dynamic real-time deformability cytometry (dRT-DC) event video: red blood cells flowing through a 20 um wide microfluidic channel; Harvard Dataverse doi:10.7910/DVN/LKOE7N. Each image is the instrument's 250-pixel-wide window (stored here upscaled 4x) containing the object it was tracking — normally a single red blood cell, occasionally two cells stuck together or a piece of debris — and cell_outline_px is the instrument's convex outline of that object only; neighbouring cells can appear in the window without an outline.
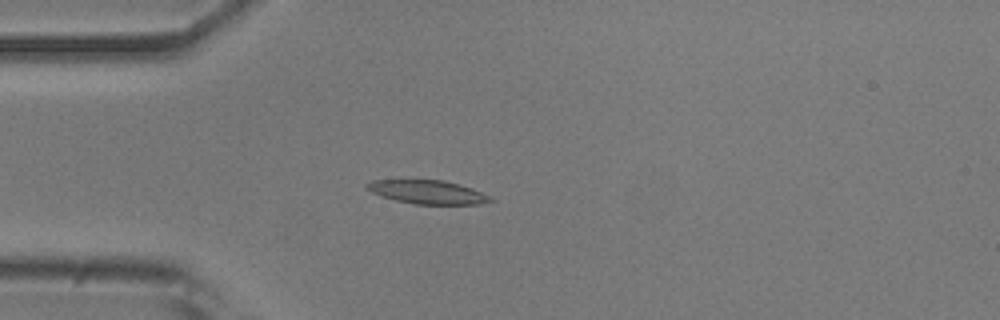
{"species": "common noctule bat (a hibernating species)", "species_latin": "Nyctalus noctula", "temperature_condition": "room temperature", "stored_images_in_passage": 51, "camera_frame_rate_fps": 3000, "um_per_image_px": 0.085, "animal": {"sex": "male", "body_mass_g": 20.5, "forearm_length_mm": 52.5}, "frame": {"image": 1, "passage_image": 13, "time_ms": 4.0, "image_size_px": [1000, 320], "cell_outline_px": [[496, 200], [480, 204], [412, 204], [396, 200], [372, 192], [364, 188], [364, 184], [372, 180], [444, 180], [472, 188], [492, 196]], "centroid_in_image_um": [36.38, 16.32], "position_along_channel_um": 48.6, "area_um2": 17.05}}
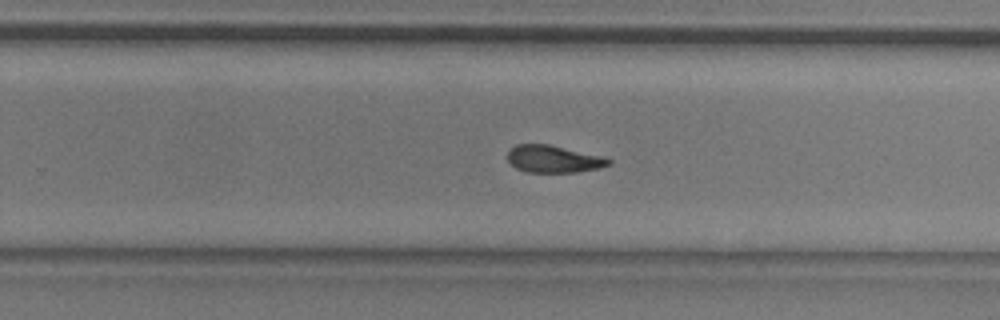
{"frame": {"image": 2, "passage_image": 32, "time_ms": 10.333, "image_size_px": [1000, 320], "cell_outline_px": [[612, 164], [600, 168], [576, 172], [528, 172], [516, 168], [508, 160], [508, 148], [516, 144], [548, 144], [604, 156], [612, 160]], "centroid_in_image_um": [47.07, 13.51], "position_along_channel_um": 282.7, "area_um2": 16.18}}
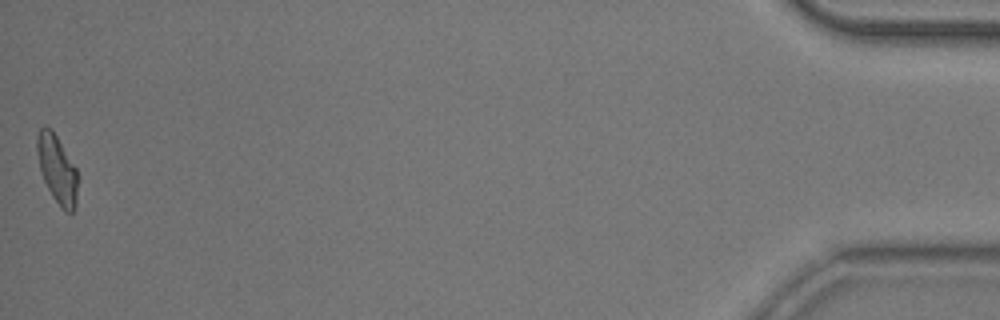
{"frame": {"image": 3, "passage_image": 51, "time_ms": 16.667, "image_size_px": [1000, 320], "cell_outline_px": [[76, 208], [72, 212], [64, 212], [60, 208], [52, 196], [44, 180], [40, 168], [36, 152], [36, 136], [40, 128], [44, 124], [52, 128], [76, 168]], "centroid_in_image_um": [4.82, 14.35], "position_along_channel_um": 430.4, "area_um2": 16.18}, "authors_computed_cell_mechanics": {"area_um2": 16.8776, "velocity_mm_per_s": 3.8691, "shape_relaxation_time_tau1_ms": 5.7922, "shape_relaxation_time_tau2_ms": 3.2066, "deformation_change_tau1": 0.164, "deformation_change_tau2": 0.1114}}